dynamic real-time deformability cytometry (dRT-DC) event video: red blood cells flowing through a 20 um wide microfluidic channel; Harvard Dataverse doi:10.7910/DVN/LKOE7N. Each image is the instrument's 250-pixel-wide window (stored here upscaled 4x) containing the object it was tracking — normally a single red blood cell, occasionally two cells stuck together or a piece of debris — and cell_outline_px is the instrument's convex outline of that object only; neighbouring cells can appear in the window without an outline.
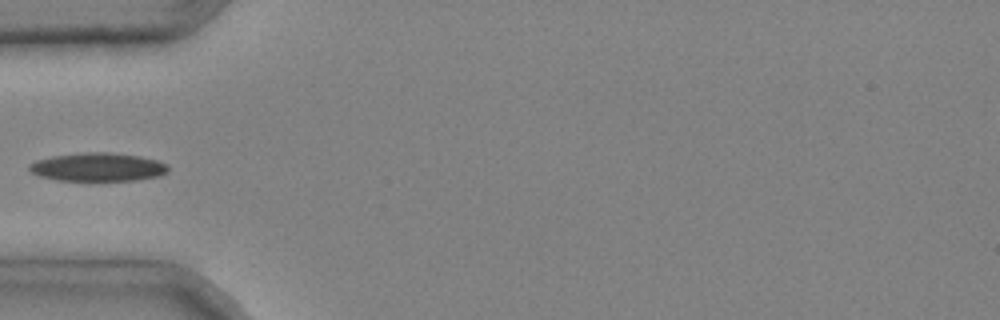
{"species": "common noctule bat (a hibernating species)", "species_latin": "Nyctalus noctula", "temperature_condition": "cold", "stored_images_in_passage": 5, "camera_frame_rate_fps": 3000, "um_per_image_px": 0.085, "animal": {"sex": "male", "body_mass_g": 20.4}, "frame": {"image": 1, "passage_image": 5, "time_ms": 1.333, "image_size_px": [1000, 320], "cell_outline_px": [[168, 172], [160, 176], [136, 180], [60, 180], [40, 176], [32, 172], [28, 168], [28, 164], [36, 160], [52, 156], [80, 152], [112, 152], [140, 156], [156, 160], [168, 164]], "centroid_in_image_um": [8.33, 14.18], "position_along_channel_um": 76.7, "area_um2": 23.06}}